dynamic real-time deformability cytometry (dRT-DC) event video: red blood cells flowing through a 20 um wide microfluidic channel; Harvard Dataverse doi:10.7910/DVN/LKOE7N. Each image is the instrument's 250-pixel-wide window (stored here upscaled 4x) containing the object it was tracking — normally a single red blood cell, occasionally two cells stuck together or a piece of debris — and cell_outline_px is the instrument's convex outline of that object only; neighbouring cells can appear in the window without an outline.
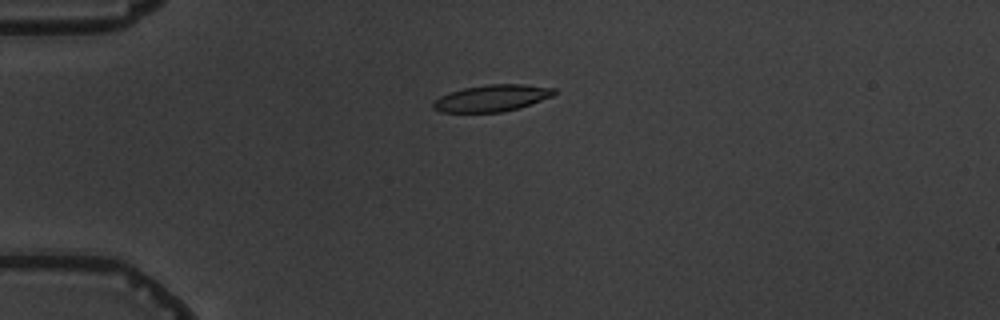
{"species": "common noctule bat (a hibernating species)", "species_latin": "Nyctalus noctula", "temperature_condition": "warm", "stored_images_in_passage": 9, "camera_frame_rate_fps": 3000, "um_per_image_px": 0.085, "animal": {"sex": "male", "body_mass_g": 19.5, "forearm_length_mm": 54.6}, "frame": {"image": 1, "passage_image": 4, "time_ms": 4.0, "image_size_px": [1000, 320], "cell_outline_px": [[556, 92], [552, 96], [520, 108], [500, 112], [440, 112], [432, 108], [432, 104], [440, 96], [448, 92], [464, 88], [488, 84], [524, 84], [556, 88]], "centroid_in_image_um": [41.81, 8.34], "position_along_channel_um": 43.2, "area_um2": 18.84}}
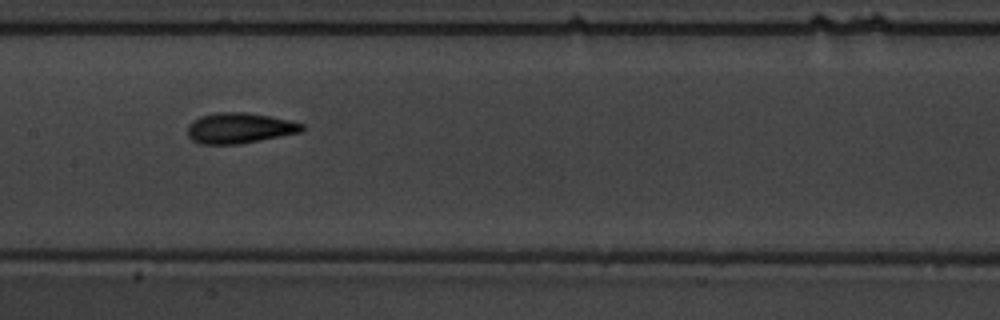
{"frame": {"image": 2, "passage_image": 8, "time_ms": 8.667, "image_size_px": [1000, 320], "cell_outline_px": [[304, 128], [300, 132], [240, 144], [200, 144], [192, 140], [188, 136], [188, 124], [192, 120], [200, 116], [216, 112], [244, 112], [268, 116], [288, 120], [304, 124]], "centroid_in_image_um": [20.31, 10.88], "position_along_channel_um": 187.1, "area_um2": 20.29}}
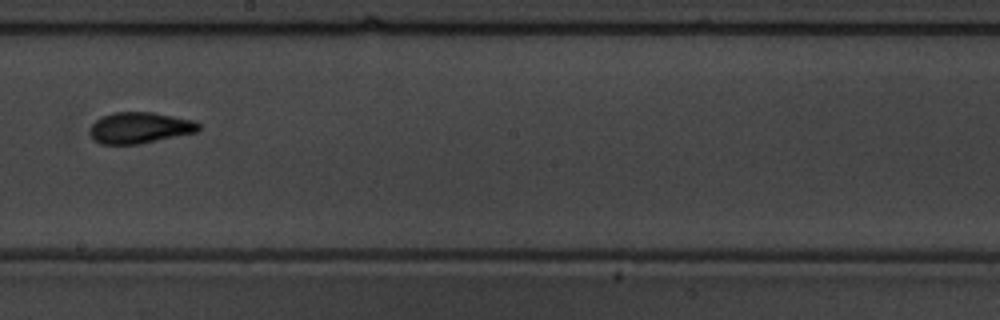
{"frame": {"image": 3, "passage_image": 9, "time_ms": 10.0, "image_size_px": [1000, 320], "cell_outline_px": [[200, 128], [196, 132], [136, 144], [100, 144], [88, 132], [88, 128], [100, 116], [112, 112], [152, 112], [196, 120], [200, 124]], "centroid_in_image_um": [11.85, 10.84], "position_along_channel_um": 236.3, "area_um2": 19.77}}